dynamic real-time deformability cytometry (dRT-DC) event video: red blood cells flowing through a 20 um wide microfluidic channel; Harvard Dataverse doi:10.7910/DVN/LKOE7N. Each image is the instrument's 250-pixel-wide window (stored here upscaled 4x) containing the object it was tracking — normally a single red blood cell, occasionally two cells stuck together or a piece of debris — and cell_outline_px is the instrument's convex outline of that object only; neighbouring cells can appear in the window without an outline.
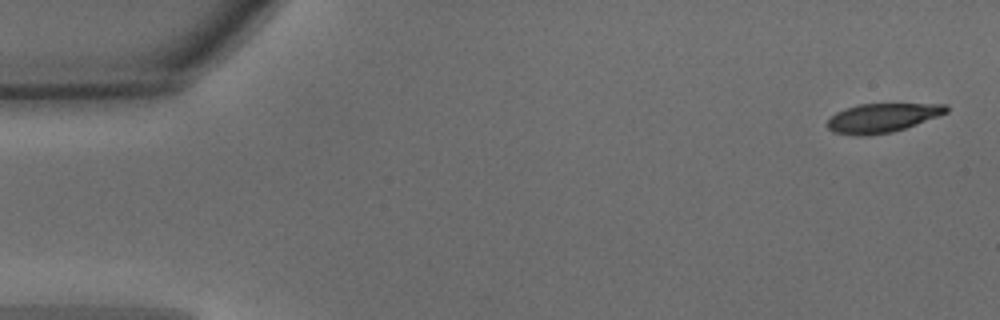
{"species": "common noctule bat (a hibernating species)", "species_latin": "Nyctalus noctula", "temperature_condition": "warm", "stored_images_in_passage": 49, "camera_frame_rate_fps": 3000, "um_per_image_px": 0.085, "animal": {"sex": "male", "body_mass_g": 15.6}, "frame": {"image": 1, "passage_image": 1, "time_ms": 0.0, "image_size_px": [1000, 320], "cell_outline_px": [[948, 112], [916, 124], [892, 132], [868, 136], [856, 136], [832, 132], [828, 128], [828, 120], [836, 112], [844, 108], [856, 104], [948, 104]], "centroid_in_image_um": [74.95, 10.02], "position_along_channel_um": 10.0, "area_um2": 20.11}}
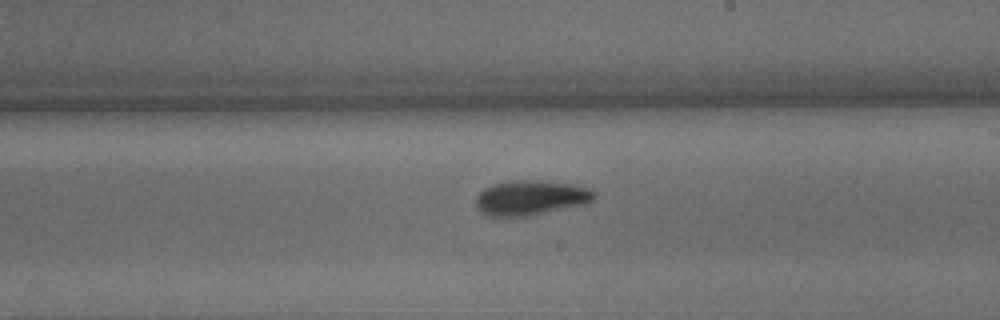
{"frame": {"image": 2, "passage_image": 28, "time_ms": 9.0, "image_size_px": [1000, 320], "cell_outline_px": [[596, 196], [592, 200], [584, 204], [524, 216], [492, 216], [480, 212], [476, 208], [476, 196], [484, 188], [492, 184], [512, 180], [540, 180], [576, 184], [588, 188], [596, 192]], "centroid_in_image_um": [45.1, 16.78], "position_along_channel_um": 243.9, "area_um2": 23.99}}
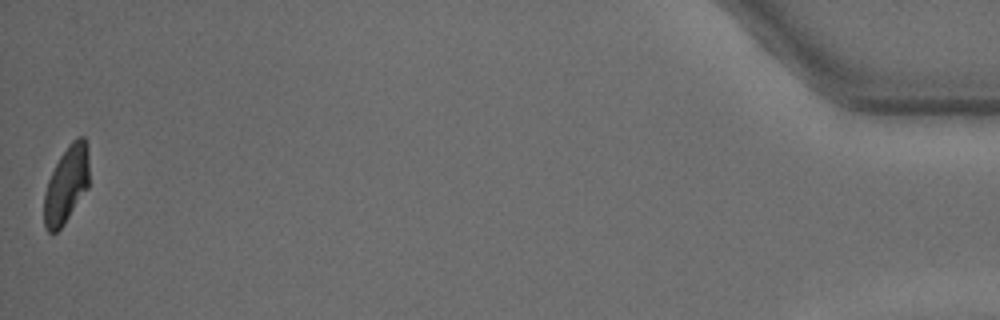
{"frame": {"image": 3, "passage_image": 49, "time_ms": 16.0, "image_size_px": [1000, 320], "cell_outline_px": [[88, 188], [64, 224], [56, 232], [48, 232], [44, 224], [44, 192], [48, 180], [60, 156], [72, 140], [76, 136], [84, 136], [88, 144]], "centroid_in_image_um": [5.65, 15.67], "position_along_channel_um": 429.6, "area_um2": 20.23}, "authors_computed_cell_mechanics": {"area_um2": 21.964, "velocity_mm_per_s": 4.0166, "shape_relaxation_time_tau1_ms": 2.7945, "shape_relaxation_time_tau2_ms": 3.7393, "deformation_change_tau1": 0.1346, "deformation_change_tau2": 0.0961}}